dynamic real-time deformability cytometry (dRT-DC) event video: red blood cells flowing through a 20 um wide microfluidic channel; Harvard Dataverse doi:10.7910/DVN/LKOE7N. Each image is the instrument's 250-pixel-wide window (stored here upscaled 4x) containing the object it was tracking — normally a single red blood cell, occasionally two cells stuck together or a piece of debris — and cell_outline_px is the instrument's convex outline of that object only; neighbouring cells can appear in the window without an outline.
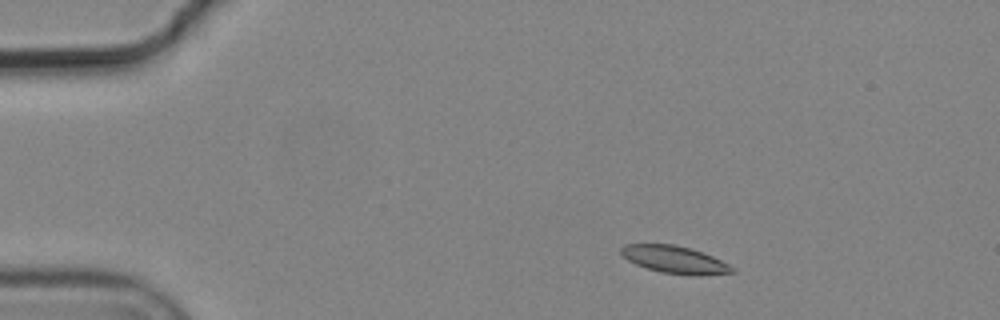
{"species": "common noctule bat (a hibernating species)", "species_latin": "Nyctalus noctula", "temperature_condition": "cold", "stored_images_in_passage": 3, "camera_frame_rate_fps": 3000, "um_per_image_px": 0.085, "animal": {"sex": "male", "body_mass_g": 19.2, "forearm_length_mm": 51.8}, "frame": {"image": 1, "passage_image": 1, "time_ms": 0.0, "image_size_px": [1000, 320], "cell_outline_px": [[736, 272], [700, 276], [660, 272], [636, 264], [628, 260], [620, 252], [620, 248], [624, 244], [676, 244], [692, 248], [712, 256], [736, 268]], "centroid_in_image_um": [57.38, 22.06], "position_along_channel_um": 27.6, "area_um2": 17.8}}